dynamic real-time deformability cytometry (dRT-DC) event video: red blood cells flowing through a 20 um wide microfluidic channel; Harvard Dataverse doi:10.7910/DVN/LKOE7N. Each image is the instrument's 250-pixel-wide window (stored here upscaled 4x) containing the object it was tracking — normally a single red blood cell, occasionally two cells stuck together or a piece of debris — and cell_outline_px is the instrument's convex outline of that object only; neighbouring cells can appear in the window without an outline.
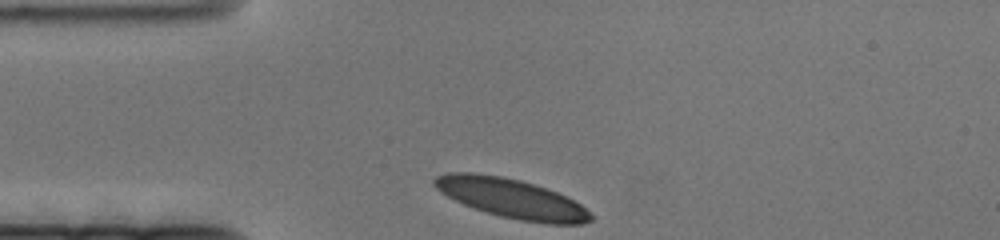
{"species": "human", "species_latin": "Homo sapiens", "temperature_condition": "cold", "stored_images_in_passage": 45, "camera_frame_rate_fps": 3000, "um_per_image_px": 0.085, "donor": {"sex": "female"}, "frame": {"image": 1, "passage_image": 1, "time_ms": 0.0, "image_size_px": [1000, 240], "cell_outline_px": [[592, 220], [580, 224], [548, 224], [520, 220], [500, 216], [464, 204], [440, 192], [432, 184], [432, 180], [436, 176], [448, 172], [472, 172], [500, 176], [520, 180], [556, 192], [580, 204], [592, 216]], "centroid_in_image_um": [43.43, 16.85], "position_along_channel_um": 41.6, "area_um2": 35.37}}
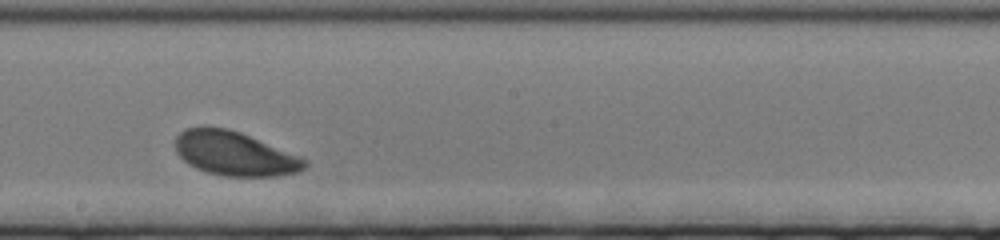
{"frame": {"image": 2, "passage_image": 26, "time_ms": 8.333, "image_size_px": [1000, 240], "cell_outline_px": [[308, 164], [300, 172], [276, 176], [224, 176], [208, 172], [196, 168], [188, 164], [176, 152], [176, 136], [184, 128], [228, 128], [240, 132], [300, 156], [308, 160]], "centroid_in_image_um": [19.97, 13.07], "position_along_channel_um": 228.2, "area_um2": 33.0}}
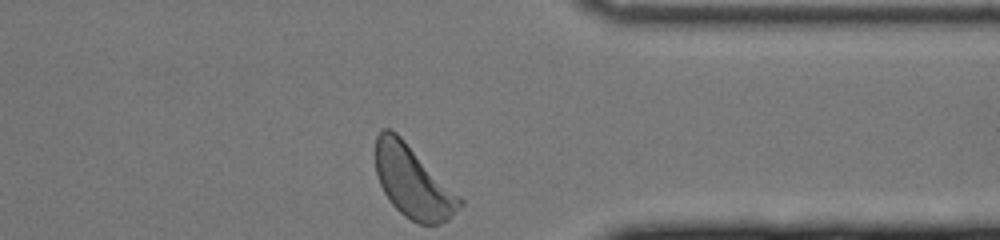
{"frame": {"image": 3, "passage_image": 45, "time_ms": 14.667, "image_size_px": [1000, 240], "cell_outline_px": [[464, 204], [448, 220], [440, 224], [420, 224], [404, 216], [392, 204], [384, 192], [380, 184], [376, 172], [376, 136], [384, 128], [392, 128], [464, 200]], "centroid_in_image_um": [35.11, 15.47], "position_along_channel_um": 376.3, "area_um2": 35.03}}